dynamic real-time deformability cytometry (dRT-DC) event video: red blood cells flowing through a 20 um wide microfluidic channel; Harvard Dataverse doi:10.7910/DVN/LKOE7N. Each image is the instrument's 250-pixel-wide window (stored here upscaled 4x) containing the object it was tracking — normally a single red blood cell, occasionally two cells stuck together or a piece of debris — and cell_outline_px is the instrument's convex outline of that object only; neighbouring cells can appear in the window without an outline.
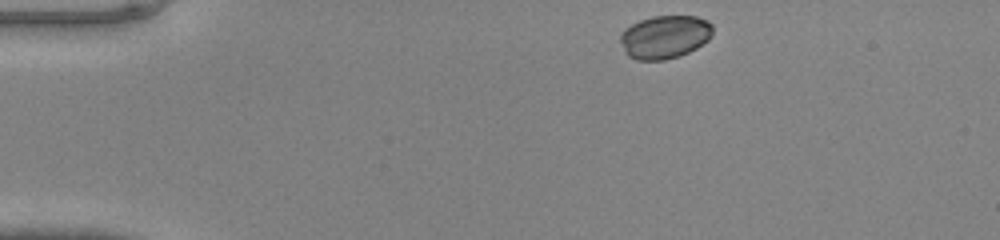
{"species": "common noctule bat (a hibernating species)", "species_latin": "Nyctalus noctula", "temperature_condition": "warm", "stored_images_in_passage": 40, "camera_frame_rate_fps": 3000, "um_per_image_px": 0.085, "animal": {"sex": "male", "body_mass_g": 20.0, "forearm_length_mm": 53.3}, "frame": {"image": 1, "passage_image": 1, "time_ms": 0.0, "image_size_px": [1000, 240], "cell_outline_px": [[712, 36], [708, 40], [696, 48], [680, 56], [664, 60], [636, 60], [628, 56], [624, 52], [620, 40], [620, 32], [624, 28], [640, 20], [652, 16], [696, 16], [708, 20], [712, 24]], "centroid_in_image_um": [56.49, 3.14], "position_along_channel_um": 28.5, "area_um2": 23.52}}
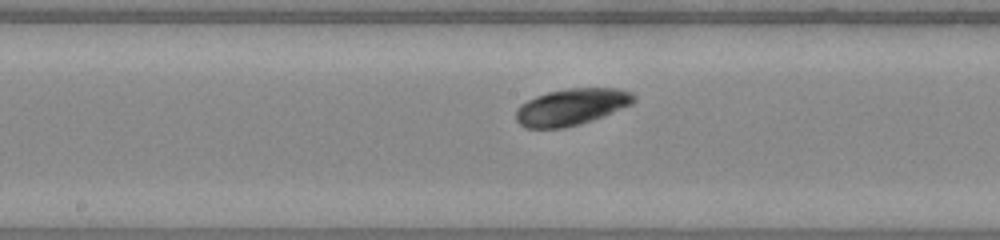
{"frame": {"image": 2, "passage_image": 18, "time_ms": 5.667, "image_size_px": [1000, 240], "cell_outline_px": [[636, 100], [632, 104], [604, 116], [580, 124], [564, 128], [524, 128], [516, 120], [516, 108], [520, 104], [536, 96], [548, 92], [568, 88], [620, 88], [632, 92], [636, 96]], "centroid_in_image_um": [48.59, 9.08], "position_along_channel_um": 199.6, "area_um2": 25.37}}
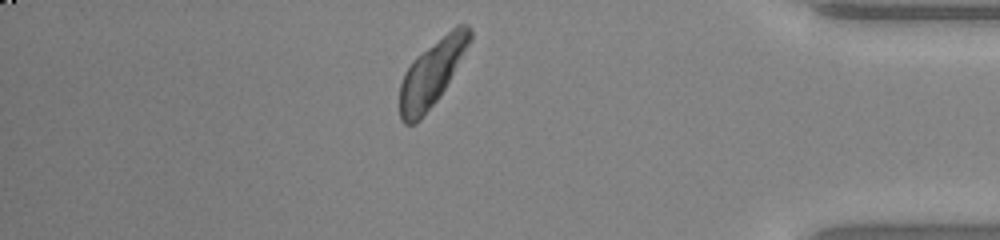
{"frame": {"image": 3, "passage_image": 34, "time_ms": 11.0, "image_size_px": [1000, 240], "cell_outline_px": [[472, 40], [440, 96], [420, 120], [416, 124], [404, 124], [400, 120], [400, 84], [404, 72], [412, 60], [416, 56], [456, 24], [468, 24], [472, 28]], "centroid_in_image_um": [36.71, 6.19], "position_along_channel_um": 398.5, "area_um2": 26.99}}